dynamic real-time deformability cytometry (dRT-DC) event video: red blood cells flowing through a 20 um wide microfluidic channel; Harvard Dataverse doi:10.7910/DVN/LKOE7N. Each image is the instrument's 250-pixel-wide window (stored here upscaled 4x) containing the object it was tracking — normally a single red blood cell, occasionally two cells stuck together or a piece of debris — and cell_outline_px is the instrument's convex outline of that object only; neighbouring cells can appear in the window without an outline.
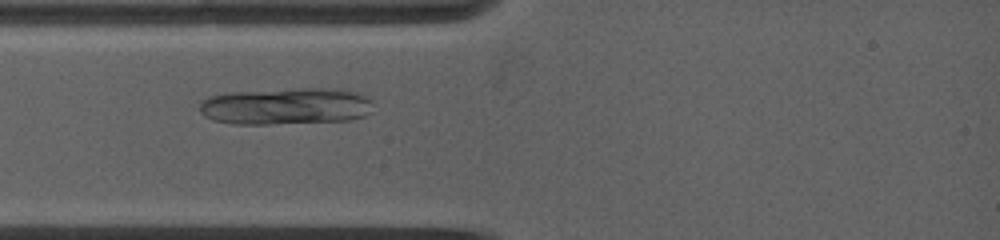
{"species": "common noctule bat (a hibernating species)", "species_latin": "Nyctalus noctula", "temperature_condition": "warm", "stored_images_in_passage": 20, "camera_frame_rate_fps": 5000, "um_per_image_px": 0.085, "animal": {"sex": "female", "body_mass_g": 19.0, "forearm_length_mm": 53.3}, "frame": {"image": 1, "passage_image": 1, "time_ms": 0.0, "image_size_px": [1000, 240], "cell_outline_px": [[372, 112], [364, 116], [348, 120], [268, 124], [232, 124], [212, 120], [204, 116], [200, 112], [200, 100], [212, 96], [232, 92], [300, 88], [340, 88], [356, 92], [372, 100]], "centroid_in_image_um": [24.31, 9.02], "position_along_channel_um": 60.7, "area_um2": 37.51}}
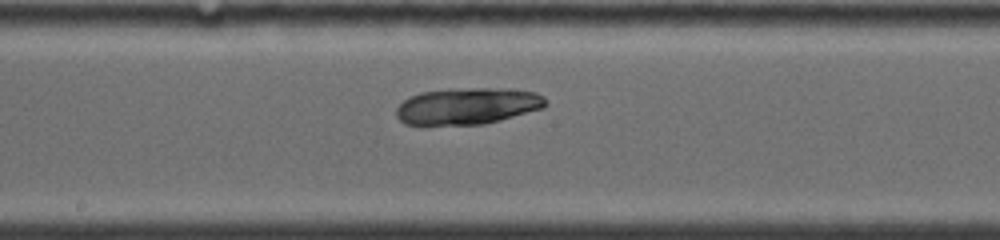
{"frame": {"image": 2, "passage_image": 11, "time_ms": 3.8, "image_size_px": [1000, 240], "cell_outline_px": [[548, 104], [544, 108], [500, 120], [484, 124], [420, 128], [404, 124], [396, 116], [396, 108], [404, 100], [420, 92], [448, 88], [504, 88], [536, 92], [544, 96], [548, 100]], "centroid_in_image_um": [39.68, 9.05], "position_along_channel_um": 208.5, "area_um2": 33.18}}
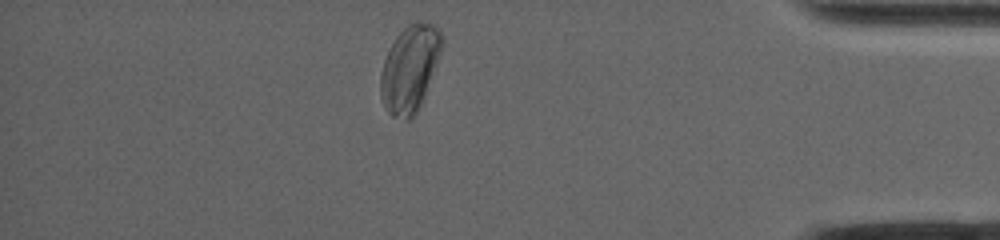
{"frame": {"image": 3, "passage_image": 20, "time_ms": 9.8, "image_size_px": [1000, 240], "cell_outline_px": [[444, 40], [440, 52], [420, 104], [416, 112], [408, 120], [404, 120], [392, 116], [384, 108], [380, 96], [380, 76], [384, 60], [396, 36], [408, 24], [416, 20], [432, 24], [444, 36]], "centroid_in_image_um": [34.8, 5.81], "position_along_channel_um": 400.4, "area_um2": 30.4}}